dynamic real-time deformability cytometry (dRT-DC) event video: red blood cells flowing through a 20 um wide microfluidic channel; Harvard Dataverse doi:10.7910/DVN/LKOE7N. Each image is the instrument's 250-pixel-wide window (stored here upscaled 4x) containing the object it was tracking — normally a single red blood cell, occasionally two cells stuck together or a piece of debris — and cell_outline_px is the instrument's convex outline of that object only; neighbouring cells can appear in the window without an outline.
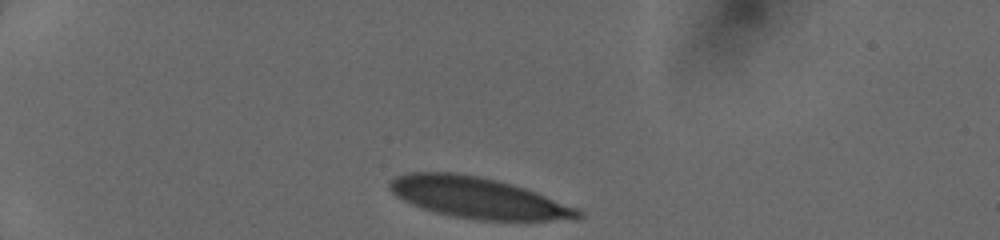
{"species": "human", "species_latin": "Homo sapiens", "temperature_condition": "cold", "stored_images_in_passage": 32, "camera_frame_rate_fps": 3000, "um_per_image_px": 0.085, "donor": {"sex": "female"}, "frame": {"image": 1, "passage_image": 1, "time_ms": 0.0, "image_size_px": [1000, 240], "cell_outline_px": [[584, 216], [580, 220], [476, 220], [436, 212], [420, 208], [396, 196], [388, 188], [388, 180], [396, 176], [412, 172], [456, 172], [496, 180], [524, 188], [536, 192], [576, 208], [584, 212]], "centroid_in_image_um": [40.63, 16.82], "position_along_channel_um": 44.4, "area_um2": 44.85}}
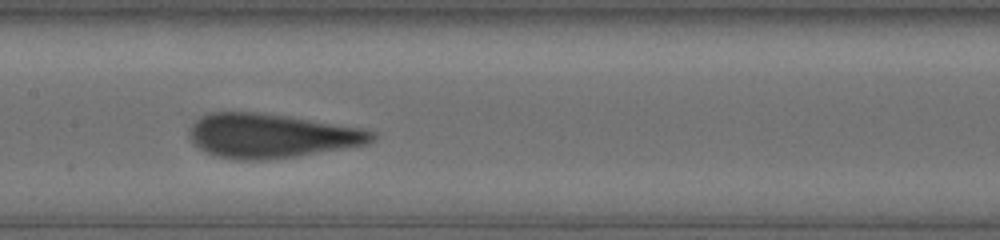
{"frame": {"image": 2, "passage_image": 15, "time_ms": 4.667, "image_size_px": [1000, 240], "cell_outline_px": [[376, 140], [368, 144], [296, 156], [264, 160], [240, 160], [216, 156], [200, 148], [188, 136], [188, 128], [200, 116], [208, 112], [256, 112], [288, 116], [360, 128], [376, 132]], "centroid_in_image_um": [23.04, 11.53], "position_along_channel_um": 184.4, "area_um2": 46.93}}
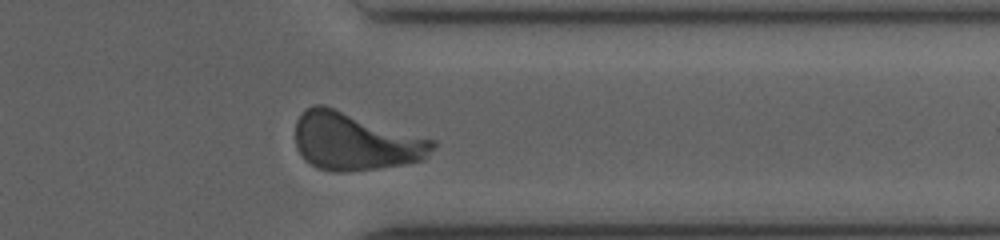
{"frame": {"image": 3, "passage_image": 29, "time_ms": 9.333, "image_size_px": [1000, 240], "cell_outline_px": [[436, 144], [428, 156], [424, 160], [404, 164], [348, 172], [332, 172], [316, 168], [304, 160], [296, 148], [296, 120], [308, 108], [316, 104], [324, 104], [436, 140]], "centroid_in_image_um": [30.19, 12.03], "position_along_channel_um": 381.2, "area_um2": 46.53}}